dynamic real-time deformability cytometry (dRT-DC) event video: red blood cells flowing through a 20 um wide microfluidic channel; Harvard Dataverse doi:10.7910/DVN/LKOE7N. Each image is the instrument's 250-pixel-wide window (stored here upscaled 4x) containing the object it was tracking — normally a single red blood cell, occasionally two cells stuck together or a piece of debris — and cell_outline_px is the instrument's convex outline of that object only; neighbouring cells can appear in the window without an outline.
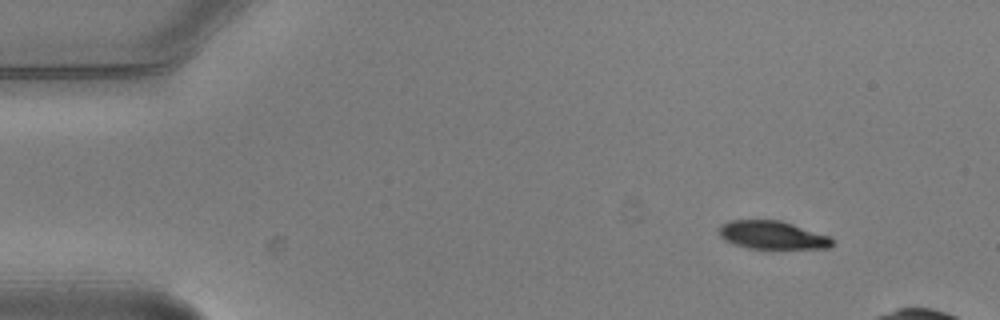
{"species": "common noctule bat (a hibernating species)", "species_latin": "Nyctalus noctula", "temperature_condition": "warm", "stored_images_in_passage": 4, "camera_frame_rate_fps": 3000, "um_per_image_px": 0.085, "animal": {"sex": "male", "body_mass_g": 20.5, "forearm_length_mm": 52.5}, "frame": {"image": 1, "passage_image": 1, "time_ms": 0.0, "image_size_px": [1000, 320], "cell_outline_px": [[832, 244], [828, 248], [748, 248], [724, 240], [720, 236], [720, 224], [728, 220], [780, 220], [828, 236], [832, 240]], "centroid_in_image_um": [65.59, 19.97], "position_along_channel_um": 19.4, "area_um2": 18.21}}